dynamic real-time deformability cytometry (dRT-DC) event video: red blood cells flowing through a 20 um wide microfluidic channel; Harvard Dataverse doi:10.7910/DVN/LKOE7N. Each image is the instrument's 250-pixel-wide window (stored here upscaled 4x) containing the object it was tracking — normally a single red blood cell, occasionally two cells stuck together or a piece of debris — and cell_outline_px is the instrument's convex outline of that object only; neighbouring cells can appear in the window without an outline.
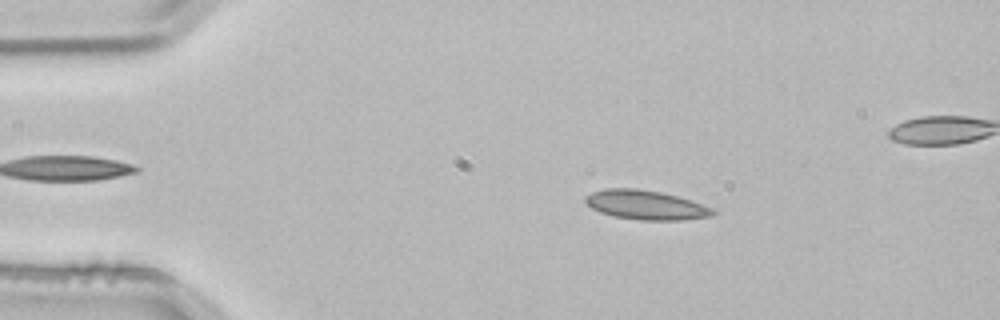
{"species": "common noctule bat (a hibernating species)", "species_latin": "Nyctalus noctula", "temperature_condition": "room temperature", "stored_images_in_passage": 4, "camera_frame_rate_fps": 3000, "um_per_image_px": 0.085, "animal": {"sex": "male", "body_mass_g": 21.5, "forearm_length_mm": 52.0}, "frame": {"image": 1, "passage_image": 2, "time_ms": 0.333, "image_size_px": [1000, 320], "cell_outline_px": [[716, 212], [712, 216], [684, 220], [640, 220], [612, 216], [600, 212], [584, 204], [584, 196], [592, 192], [604, 188], [636, 188], [660, 192], [676, 196], [712, 208]], "centroid_in_image_um": [54.82, 17.42], "position_along_channel_um": 30.2, "area_um2": 21.79}}